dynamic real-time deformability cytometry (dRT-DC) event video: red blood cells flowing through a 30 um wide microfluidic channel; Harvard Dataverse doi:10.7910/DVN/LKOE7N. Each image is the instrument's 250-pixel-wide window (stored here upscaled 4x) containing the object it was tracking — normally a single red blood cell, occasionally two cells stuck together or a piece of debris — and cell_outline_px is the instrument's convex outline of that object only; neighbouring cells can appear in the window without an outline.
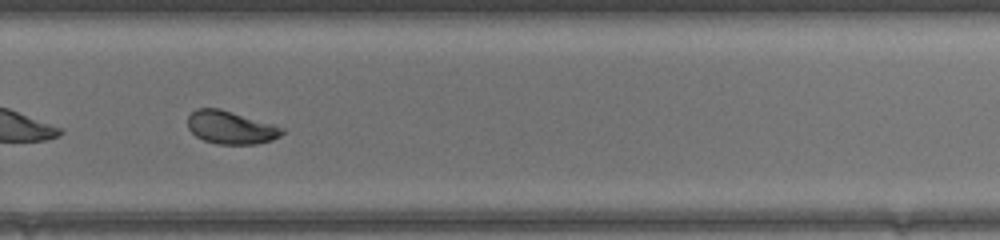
{"species": "common noctule bat (a hibernating species)", "species_latin": "Nyctalus noctula", "temperature_condition": "warm", "stored_images_in_passage": 49, "camera_frame_rate_fps": 3000, "um_per_image_px": 0.085, "animal": {"sex": "female", "body_mass_g": 17.0, "forearm_length_mm": 48.0}, "frame": {"image": 1, "passage_image": 35, "time_ms": 11.333, "image_size_px": [1000, 240], "cell_outline_px": [[288, 128], [280, 136], [272, 140], [256, 144], [216, 144], [204, 140], [196, 136], [188, 128], [188, 116], [196, 108], [220, 108]], "centroid_in_image_um": [19.65, 10.83], "position_along_channel_um": 310.1, "area_um2": 18.38}, "authors_computed_cell_mechanics": {"area_um2": 19.7676, "velocity_mm_per_s": 4.2529, "shape_relaxation_time_tau1_ms": 4.8786, "shape_relaxation_time_tau2_ms": 1.8874, "deformation_change_tau1": 0.1844, "deformation_change_tau2": 0.0777}}